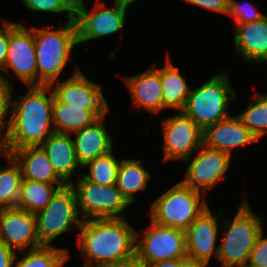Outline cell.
Returning <instances> with one entry per match:
<instances>
[{
  "instance_id": "obj_1",
  "label": "cell",
  "mask_w": 267,
  "mask_h": 267,
  "mask_svg": "<svg viewBox=\"0 0 267 267\" xmlns=\"http://www.w3.org/2000/svg\"><path fill=\"white\" fill-rule=\"evenodd\" d=\"M79 250L87 258L82 267H112L135 256L136 230L126 218L82 221Z\"/></svg>"
},
{
  "instance_id": "obj_2",
  "label": "cell",
  "mask_w": 267,
  "mask_h": 267,
  "mask_svg": "<svg viewBox=\"0 0 267 267\" xmlns=\"http://www.w3.org/2000/svg\"><path fill=\"white\" fill-rule=\"evenodd\" d=\"M29 91L12 101L10 127L5 134L7 151L40 146L55 133L54 94L50 86H28ZM48 95H47V94Z\"/></svg>"
},
{
  "instance_id": "obj_3",
  "label": "cell",
  "mask_w": 267,
  "mask_h": 267,
  "mask_svg": "<svg viewBox=\"0 0 267 267\" xmlns=\"http://www.w3.org/2000/svg\"><path fill=\"white\" fill-rule=\"evenodd\" d=\"M49 27H34L37 86H50L58 81L73 48L79 45L75 20L66 21L58 30Z\"/></svg>"
},
{
  "instance_id": "obj_4",
  "label": "cell",
  "mask_w": 267,
  "mask_h": 267,
  "mask_svg": "<svg viewBox=\"0 0 267 267\" xmlns=\"http://www.w3.org/2000/svg\"><path fill=\"white\" fill-rule=\"evenodd\" d=\"M223 216V217H222ZM217 260L223 267H246L251 251L263 226L260 217L244 202L238 207L233 221L225 219Z\"/></svg>"
},
{
  "instance_id": "obj_5",
  "label": "cell",
  "mask_w": 267,
  "mask_h": 267,
  "mask_svg": "<svg viewBox=\"0 0 267 267\" xmlns=\"http://www.w3.org/2000/svg\"><path fill=\"white\" fill-rule=\"evenodd\" d=\"M229 71L214 73L200 87L190 89L185 108L182 110L203 131L230 116L228 104L237 97L229 81Z\"/></svg>"
},
{
  "instance_id": "obj_6",
  "label": "cell",
  "mask_w": 267,
  "mask_h": 267,
  "mask_svg": "<svg viewBox=\"0 0 267 267\" xmlns=\"http://www.w3.org/2000/svg\"><path fill=\"white\" fill-rule=\"evenodd\" d=\"M202 196L180 181L151 204L150 218L156 224L185 231L208 208Z\"/></svg>"
},
{
  "instance_id": "obj_7",
  "label": "cell",
  "mask_w": 267,
  "mask_h": 267,
  "mask_svg": "<svg viewBox=\"0 0 267 267\" xmlns=\"http://www.w3.org/2000/svg\"><path fill=\"white\" fill-rule=\"evenodd\" d=\"M77 198L78 213L82 221L93 219L125 218L121 214L129 207L117 185H99L87 180L83 174L71 182Z\"/></svg>"
},
{
  "instance_id": "obj_8",
  "label": "cell",
  "mask_w": 267,
  "mask_h": 267,
  "mask_svg": "<svg viewBox=\"0 0 267 267\" xmlns=\"http://www.w3.org/2000/svg\"><path fill=\"white\" fill-rule=\"evenodd\" d=\"M35 216L38 238L46 246L68 231L79 230L82 223L76 193L70 185L60 188L49 204Z\"/></svg>"
},
{
  "instance_id": "obj_9",
  "label": "cell",
  "mask_w": 267,
  "mask_h": 267,
  "mask_svg": "<svg viewBox=\"0 0 267 267\" xmlns=\"http://www.w3.org/2000/svg\"><path fill=\"white\" fill-rule=\"evenodd\" d=\"M142 239L136 231L135 255L145 264L174 258H187L185 231L165 227L152 220ZM138 242V243H137Z\"/></svg>"
},
{
  "instance_id": "obj_10",
  "label": "cell",
  "mask_w": 267,
  "mask_h": 267,
  "mask_svg": "<svg viewBox=\"0 0 267 267\" xmlns=\"http://www.w3.org/2000/svg\"><path fill=\"white\" fill-rule=\"evenodd\" d=\"M104 4L97 2L92 11H88L83 0H76L74 20L77 26L78 44L118 32L122 34L127 9L114 4L111 9H107Z\"/></svg>"
},
{
  "instance_id": "obj_11",
  "label": "cell",
  "mask_w": 267,
  "mask_h": 267,
  "mask_svg": "<svg viewBox=\"0 0 267 267\" xmlns=\"http://www.w3.org/2000/svg\"><path fill=\"white\" fill-rule=\"evenodd\" d=\"M9 67L27 87L37 86L34 27L28 29L22 23L9 21L7 57L5 65L0 71L10 74Z\"/></svg>"
},
{
  "instance_id": "obj_12",
  "label": "cell",
  "mask_w": 267,
  "mask_h": 267,
  "mask_svg": "<svg viewBox=\"0 0 267 267\" xmlns=\"http://www.w3.org/2000/svg\"><path fill=\"white\" fill-rule=\"evenodd\" d=\"M163 162L185 160L203 145V131L183 111L162 120Z\"/></svg>"
},
{
  "instance_id": "obj_13",
  "label": "cell",
  "mask_w": 267,
  "mask_h": 267,
  "mask_svg": "<svg viewBox=\"0 0 267 267\" xmlns=\"http://www.w3.org/2000/svg\"><path fill=\"white\" fill-rule=\"evenodd\" d=\"M194 159L186 158L189 162L186 176L181 182L197 191H209L230 168L231 156L219 150L202 145ZM192 159V160H191Z\"/></svg>"
},
{
  "instance_id": "obj_14",
  "label": "cell",
  "mask_w": 267,
  "mask_h": 267,
  "mask_svg": "<svg viewBox=\"0 0 267 267\" xmlns=\"http://www.w3.org/2000/svg\"><path fill=\"white\" fill-rule=\"evenodd\" d=\"M218 214L211 213L209 207L204 210L185 230L187 259L209 265L211 258L218 256L219 237Z\"/></svg>"
},
{
  "instance_id": "obj_15",
  "label": "cell",
  "mask_w": 267,
  "mask_h": 267,
  "mask_svg": "<svg viewBox=\"0 0 267 267\" xmlns=\"http://www.w3.org/2000/svg\"><path fill=\"white\" fill-rule=\"evenodd\" d=\"M0 241L21 253L43 246L37 235L35 214L17 207L0 209Z\"/></svg>"
},
{
  "instance_id": "obj_16",
  "label": "cell",
  "mask_w": 267,
  "mask_h": 267,
  "mask_svg": "<svg viewBox=\"0 0 267 267\" xmlns=\"http://www.w3.org/2000/svg\"><path fill=\"white\" fill-rule=\"evenodd\" d=\"M50 87L61 103L83 110H109L102 86L85 77L79 68L69 78L64 81L59 79Z\"/></svg>"
},
{
  "instance_id": "obj_17",
  "label": "cell",
  "mask_w": 267,
  "mask_h": 267,
  "mask_svg": "<svg viewBox=\"0 0 267 267\" xmlns=\"http://www.w3.org/2000/svg\"><path fill=\"white\" fill-rule=\"evenodd\" d=\"M257 138L243 125L240 118L229 116L203 130V145L232 156L236 147L257 142Z\"/></svg>"
},
{
  "instance_id": "obj_18",
  "label": "cell",
  "mask_w": 267,
  "mask_h": 267,
  "mask_svg": "<svg viewBox=\"0 0 267 267\" xmlns=\"http://www.w3.org/2000/svg\"><path fill=\"white\" fill-rule=\"evenodd\" d=\"M130 90L132 103L138 109H145L152 114L163 110L159 68H151L129 77H122Z\"/></svg>"
},
{
  "instance_id": "obj_19",
  "label": "cell",
  "mask_w": 267,
  "mask_h": 267,
  "mask_svg": "<svg viewBox=\"0 0 267 267\" xmlns=\"http://www.w3.org/2000/svg\"><path fill=\"white\" fill-rule=\"evenodd\" d=\"M236 53L248 63H266L267 15L260 20L235 26Z\"/></svg>"
},
{
  "instance_id": "obj_20",
  "label": "cell",
  "mask_w": 267,
  "mask_h": 267,
  "mask_svg": "<svg viewBox=\"0 0 267 267\" xmlns=\"http://www.w3.org/2000/svg\"><path fill=\"white\" fill-rule=\"evenodd\" d=\"M21 169L22 180L67 185L55 172L47 154L41 146H28L7 151Z\"/></svg>"
},
{
  "instance_id": "obj_21",
  "label": "cell",
  "mask_w": 267,
  "mask_h": 267,
  "mask_svg": "<svg viewBox=\"0 0 267 267\" xmlns=\"http://www.w3.org/2000/svg\"><path fill=\"white\" fill-rule=\"evenodd\" d=\"M105 119L106 117L103 116L92 125L73 133L75 134L73 143L76 157L82 167L89 161L113 150L112 135L103 123Z\"/></svg>"
},
{
  "instance_id": "obj_22",
  "label": "cell",
  "mask_w": 267,
  "mask_h": 267,
  "mask_svg": "<svg viewBox=\"0 0 267 267\" xmlns=\"http://www.w3.org/2000/svg\"><path fill=\"white\" fill-rule=\"evenodd\" d=\"M56 174L70 185L72 174L78 166L73 139L70 134L53 133L41 145Z\"/></svg>"
},
{
  "instance_id": "obj_23",
  "label": "cell",
  "mask_w": 267,
  "mask_h": 267,
  "mask_svg": "<svg viewBox=\"0 0 267 267\" xmlns=\"http://www.w3.org/2000/svg\"><path fill=\"white\" fill-rule=\"evenodd\" d=\"M108 110H83L61 103L54 96L53 124L56 133L70 134L92 125L99 118L106 116Z\"/></svg>"
},
{
  "instance_id": "obj_24",
  "label": "cell",
  "mask_w": 267,
  "mask_h": 267,
  "mask_svg": "<svg viewBox=\"0 0 267 267\" xmlns=\"http://www.w3.org/2000/svg\"><path fill=\"white\" fill-rule=\"evenodd\" d=\"M179 71L167 55L164 66L159 68L163 109L172 108L182 111L185 108L190 87Z\"/></svg>"
},
{
  "instance_id": "obj_25",
  "label": "cell",
  "mask_w": 267,
  "mask_h": 267,
  "mask_svg": "<svg viewBox=\"0 0 267 267\" xmlns=\"http://www.w3.org/2000/svg\"><path fill=\"white\" fill-rule=\"evenodd\" d=\"M141 161L125 158L120 162L116 185L130 204L135 201V193L147 188L151 177Z\"/></svg>"
},
{
  "instance_id": "obj_26",
  "label": "cell",
  "mask_w": 267,
  "mask_h": 267,
  "mask_svg": "<svg viewBox=\"0 0 267 267\" xmlns=\"http://www.w3.org/2000/svg\"><path fill=\"white\" fill-rule=\"evenodd\" d=\"M66 185L22 180L16 207L36 214L43 210L56 192Z\"/></svg>"
},
{
  "instance_id": "obj_27",
  "label": "cell",
  "mask_w": 267,
  "mask_h": 267,
  "mask_svg": "<svg viewBox=\"0 0 267 267\" xmlns=\"http://www.w3.org/2000/svg\"><path fill=\"white\" fill-rule=\"evenodd\" d=\"M69 249L43 245L27 250L22 258L15 259V267H63L69 260Z\"/></svg>"
},
{
  "instance_id": "obj_28",
  "label": "cell",
  "mask_w": 267,
  "mask_h": 267,
  "mask_svg": "<svg viewBox=\"0 0 267 267\" xmlns=\"http://www.w3.org/2000/svg\"><path fill=\"white\" fill-rule=\"evenodd\" d=\"M5 157L10 166L0 168V209L16 207L22 181L18 163L10 154Z\"/></svg>"
},
{
  "instance_id": "obj_29",
  "label": "cell",
  "mask_w": 267,
  "mask_h": 267,
  "mask_svg": "<svg viewBox=\"0 0 267 267\" xmlns=\"http://www.w3.org/2000/svg\"><path fill=\"white\" fill-rule=\"evenodd\" d=\"M237 116L259 141L267 133V94H256L246 110Z\"/></svg>"
},
{
  "instance_id": "obj_30",
  "label": "cell",
  "mask_w": 267,
  "mask_h": 267,
  "mask_svg": "<svg viewBox=\"0 0 267 267\" xmlns=\"http://www.w3.org/2000/svg\"><path fill=\"white\" fill-rule=\"evenodd\" d=\"M120 162L121 160H117L112 150L86 163L83 167L88 166L89 174L83 176L99 185H114L117 183Z\"/></svg>"
},
{
  "instance_id": "obj_31",
  "label": "cell",
  "mask_w": 267,
  "mask_h": 267,
  "mask_svg": "<svg viewBox=\"0 0 267 267\" xmlns=\"http://www.w3.org/2000/svg\"><path fill=\"white\" fill-rule=\"evenodd\" d=\"M33 12L67 13V21L75 18L76 0H21Z\"/></svg>"
},
{
  "instance_id": "obj_32",
  "label": "cell",
  "mask_w": 267,
  "mask_h": 267,
  "mask_svg": "<svg viewBox=\"0 0 267 267\" xmlns=\"http://www.w3.org/2000/svg\"><path fill=\"white\" fill-rule=\"evenodd\" d=\"M236 21V25L260 20L266 14H262L251 3L238 2V0H229V10L227 13Z\"/></svg>"
},
{
  "instance_id": "obj_33",
  "label": "cell",
  "mask_w": 267,
  "mask_h": 267,
  "mask_svg": "<svg viewBox=\"0 0 267 267\" xmlns=\"http://www.w3.org/2000/svg\"><path fill=\"white\" fill-rule=\"evenodd\" d=\"M13 86L4 74L0 73V130L6 134L11 122V114L7 121V114L11 112L12 107V89ZM6 116V117H5Z\"/></svg>"
},
{
  "instance_id": "obj_34",
  "label": "cell",
  "mask_w": 267,
  "mask_h": 267,
  "mask_svg": "<svg viewBox=\"0 0 267 267\" xmlns=\"http://www.w3.org/2000/svg\"><path fill=\"white\" fill-rule=\"evenodd\" d=\"M264 236L262 229L256 239L246 267H267V238H264Z\"/></svg>"
},
{
  "instance_id": "obj_35",
  "label": "cell",
  "mask_w": 267,
  "mask_h": 267,
  "mask_svg": "<svg viewBox=\"0 0 267 267\" xmlns=\"http://www.w3.org/2000/svg\"><path fill=\"white\" fill-rule=\"evenodd\" d=\"M191 4L200 6L207 10L227 14L229 10V0H184Z\"/></svg>"
},
{
  "instance_id": "obj_36",
  "label": "cell",
  "mask_w": 267,
  "mask_h": 267,
  "mask_svg": "<svg viewBox=\"0 0 267 267\" xmlns=\"http://www.w3.org/2000/svg\"><path fill=\"white\" fill-rule=\"evenodd\" d=\"M2 21L4 27H0V70L5 65L9 45V21L7 19Z\"/></svg>"
},
{
  "instance_id": "obj_37",
  "label": "cell",
  "mask_w": 267,
  "mask_h": 267,
  "mask_svg": "<svg viewBox=\"0 0 267 267\" xmlns=\"http://www.w3.org/2000/svg\"><path fill=\"white\" fill-rule=\"evenodd\" d=\"M17 252L0 241V267H14Z\"/></svg>"
},
{
  "instance_id": "obj_38",
  "label": "cell",
  "mask_w": 267,
  "mask_h": 267,
  "mask_svg": "<svg viewBox=\"0 0 267 267\" xmlns=\"http://www.w3.org/2000/svg\"><path fill=\"white\" fill-rule=\"evenodd\" d=\"M187 258H174L146 264V267H181Z\"/></svg>"
},
{
  "instance_id": "obj_39",
  "label": "cell",
  "mask_w": 267,
  "mask_h": 267,
  "mask_svg": "<svg viewBox=\"0 0 267 267\" xmlns=\"http://www.w3.org/2000/svg\"><path fill=\"white\" fill-rule=\"evenodd\" d=\"M112 267H146V264L135 255L134 257L121 261L119 264Z\"/></svg>"
},
{
  "instance_id": "obj_40",
  "label": "cell",
  "mask_w": 267,
  "mask_h": 267,
  "mask_svg": "<svg viewBox=\"0 0 267 267\" xmlns=\"http://www.w3.org/2000/svg\"><path fill=\"white\" fill-rule=\"evenodd\" d=\"M7 150L5 145V134L0 130V156H6Z\"/></svg>"
},
{
  "instance_id": "obj_41",
  "label": "cell",
  "mask_w": 267,
  "mask_h": 267,
  "mask_svg": "<svg viewBox=\"0 0 267 267\" xmlns=\"http://www.w3.org/2000/svg\"><path fill=\"white\" fill-rule=\"evenodd\" d=\"M181 267H209L206 264L197 262V261H193V260H189L187 259L182 265Z\"/></svg>"
},
{
  "instance_id": "obj_42",
  "label": "cell",
  "mask_w": 267,
  "mask_h": 267,
  "mask_svg": "<svg viewBox=\"0 0 267 267\" xmlns=\"http://www.w3.org/2000/svg\"><path fill=\"white\" fill-rule=\"evenodd\" d=\"M138 0H114V5L127 9L129 5Z\"/></svg>"
}]
</instances>
